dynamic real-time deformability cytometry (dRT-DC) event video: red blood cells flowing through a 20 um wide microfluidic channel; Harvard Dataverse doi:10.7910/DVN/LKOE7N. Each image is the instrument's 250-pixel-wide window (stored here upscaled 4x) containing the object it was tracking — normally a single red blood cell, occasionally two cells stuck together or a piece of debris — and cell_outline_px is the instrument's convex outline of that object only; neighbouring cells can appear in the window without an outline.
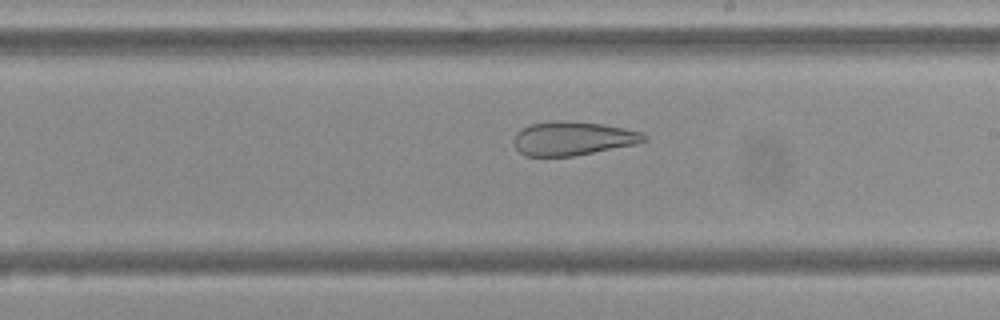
{"species": "Egyptian fruit bat (a non-hibernating species)", "species_latin": "Rousettus aegyptiacus", "temperature_condition": "cold", "stored_images_in_passage": 54, "camera_frame_rate_fps": 3000, "um_per_image_px": 0.085, "frame": {"image": 1, "passage_image": 31, "time_ms": 10.0, "image_size_px": [1000, 320], "cell_outline_px": [[648, 140], [636, 144], [572, 156], [524, 156], [516, 148], [512, 140], [516, 132], [532, 124], [552, 120], [560, 120], [604, 124], [624, 128], [640, 132], [648, 136]], "centroid_in_image_um": [48.68, 11.76], "position_along_channel_um": 240.3, "area_um2": 25.66}}